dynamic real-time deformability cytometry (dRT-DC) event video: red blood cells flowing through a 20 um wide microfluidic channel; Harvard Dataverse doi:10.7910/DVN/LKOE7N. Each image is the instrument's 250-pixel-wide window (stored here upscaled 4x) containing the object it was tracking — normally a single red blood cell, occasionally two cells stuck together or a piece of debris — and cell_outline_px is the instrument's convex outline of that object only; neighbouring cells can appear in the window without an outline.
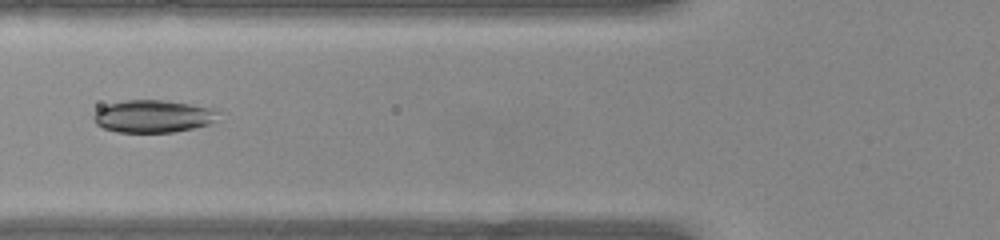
{"species": "common noctule bat (a hibernating species)", "species_latin": "Nyctalus noctula", "temperature_condition": "warm", "stored_images_in_passage": 51, "camera_frame_rate_fps": 3000, "um_per_image_px": 0.085, "animal": {"sex": "female", "body_mass_g": 22.0, "forearm_length_mm": 56.7}, "frame": {"image": 1, "passage_image": 19, "time_ms": 6.0, "image_size_px": [1000, 240], "cell_outline_px": [[220, 112], [216, 120], [208, 124], [192, 128], [172, 132], [116, 132], [104, 128], [96, 124], [92, 116], [100, 108], [108, 104], [124, 100], [164, 100], [216, 108]], "centroid_in_image_um": [13.03, 9.88], "position_along_channel_um": 112.8, "area_um2": 23.64}}
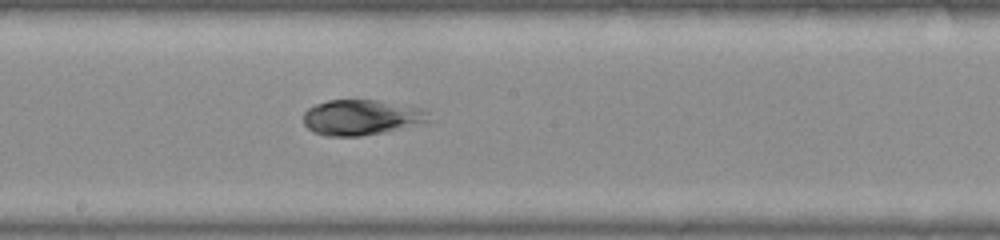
{"frame": {"image": 2, "passage_image": 27, "time_ms": 8.667, "image_size_px": [1000, 240], "cell_outline_px": [[432, 120], [384, 132], [360, 136], [328, 136], [312, 132], [304, 124], [304, 112], [308, 108], [316, 104], [328, 100], [380, 100], [424, 108], [428, 112]], "centroid_in_image_um": [30.72, 9.97], "position_along_channel_um": 217.5, "area_um2": 25.95}}
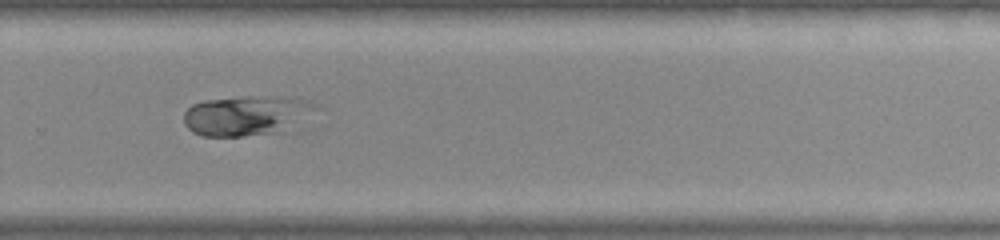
{"frame": {"image": 3, "passage_image": 34, "time_ms": 11.0, "image_size_px": [1000, 240], "cell_outline_px": [[324, 108], [280, 132], [240, 136], [204, 136], [192, 132], [184, 124], [184, 112], [192, 104], [204, 100], [248, 96], [284, 96], [304, 100], [316, 104]], "centroid_in_image_um": [20.98, 9.8], "position_along_channel_um": 308.8, "area_um2": 30.92}}